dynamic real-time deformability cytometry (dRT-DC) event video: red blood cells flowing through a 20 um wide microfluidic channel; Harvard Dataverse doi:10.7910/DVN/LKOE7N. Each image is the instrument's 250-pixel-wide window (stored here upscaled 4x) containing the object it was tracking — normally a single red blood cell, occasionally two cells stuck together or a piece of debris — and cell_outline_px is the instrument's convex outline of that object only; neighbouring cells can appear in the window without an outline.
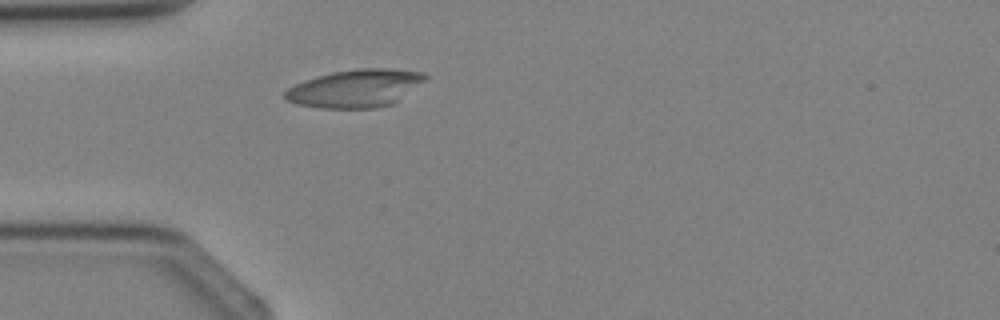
{"species": "Egyptian fruit bat (a non-hibernating species)", "species_latin": "Rousettus aegyptiacus", "temperature_condition": "cold", "stored_images_in_passage": 3, "camera_frame_rate_fps": 3000, "um_per_image_px": 0.085, "animal": {"sex": "female"}, "frame": {"image": 1, "passage_image": 3, "time_ms": 3.333, "image_size_px": [1000, 320], "cell_outline_px": [[428, 76], [424, 80], [396, 104], [376, 108], [320, 108], [296, 104], [288, 100], [284, 96], [284, 92], [288, 88], [304, 80], [332, 72], [356, 68], [388, 68], [424, 72]], "centroid_in_image_um": [30.23, 7.51], "position_along_channel_um": 54.8, "area_um2": 31.1}}